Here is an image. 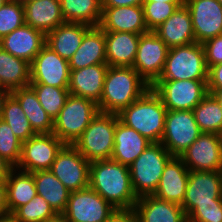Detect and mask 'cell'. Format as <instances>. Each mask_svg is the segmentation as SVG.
Wrapping results in <instances>:
<instances>
[{"mask_svg": "<svg viewBox=\"0 0 222 222\" xmlns=\"http://www.w3.org/2000/svg\"><path fill=\"white\" fill-rule=\"evenodd\" d=\"M150 85L133 67L109 66L98 103L101 113L119 114L138 100Z\"/></svg>", "mask_w": 222, "mask_h": 222, "instance_id": "2", "label": "cell"}, {"mask_svg": "<svg viewBox=\"0 0 222 222\" xmlns=\"http://www.w3.org/2000/svg\"><path fill=\"white\" fill-rule=\"evenodd\" d=\"M179 157L190 171H222L220 135L202 132Z\"/></svg>", "mask_w": 222, "mask_h": 222, "instance_id": "15", "label": "cell"}, {"mask_svg": "<svg viewBox=\"0 0 222 222\" xmlns=\"http://www.w3.org/2000/svg\"><path fill=\"white\" fill-rule=\"evenodd\" d=\"M9 217L6 195V182H0V218Z\"/></svg>", "mask_w": 222, "mask_h": 222, "instance_id": "46", "label": "cell"}, {"mask_svg": "<svg viewBox=\"0 0 222 222\" xmlns=\"http://www.w3.org/2000/svg\"><path fill=\"white\" fill-rule=\"evenodd\" d=\"M140 34L131 32H105L108 66L133 67Z\"/></svg>", "mask_w": 222, "mask_h": 222, "instance_id": "28", "label": "cell"}, {"mask_svg": "<svg viewBox=\"0 0 222 222\" xmlns=\"http://www.w3.org/2000/svg\"><path fill=\"white\" fill-rule=\"evenodd\" d=\"M25 24L23 3L8 0L0 8V40Z\"/></svg>", "mask_w": 222, "mask_h": 222, "instance_id": "39", "label": "cell"}, {"mask_svg": "<svg viewBox=\"0 0 222 222\" xmlns=\"http://www.w3.org/2000/svg\"><path fill=\"white\" fill-rule=\"evenodd\" d=\"M207 68L222 63V35L202 43Z\"/></svg>", "mask_w": 222, "mask_h": 222, "instance_id": "42", "label": "cell"}, {"mask_svg": "<svg viewBox=\"0 0 222 222\" xmlns=\"http://www.w3.org/2000/svg\"><path fill=\"white\" fill-rule=\"evenodd\" d=\"M189 177V169L180 157L173 156L165 165L154 192L157 198L182 206Z\"/></svg>", "mask_w": 222, "mask_h": 222, "instance_id": "20", "label": "cell"}, {"mask_svg": "<svg viewBox=\"0 0 222 222\" xmlns=\"http://www.w3.org/2000/svg\"><path fill=\"white\" fill-rule=\"evenodd\" d=\"M184 4L190 12L197 43L222 35V4L218 0H184Z\"/></svg>", "mask_w": 222, "mask_h": 222, "instance_id": "17", "label": "cell"}, {"mask_svg": "<svg viewBox=\"0 0 222 222\" xmlns=\"http://www.w3.org/2000/svg\"><path fill=\"white\" fill-rule=\"evenodd\" d=\"M23 3L25 24L45 35L65 23L60 0H25Z\"/></svg>", "mask_w": 222, "mask_h": 222, "instance_id": "24", "label": "cell"}, {"mask_svg": "<svg viewBox=\"0 0 222 222\" xmlns=\"http://www.w3.org/2000/svg\"><path fill=\"white\" fill-rule=\"evenodd\" d=\"M220 138H221V144H222V132L220 133Z\"/></svg>", "mask_w": 222, "mask_h": 222, "instance_id": "54", "label": "cell"}, {"mask_svg": "<svg viewBox=\"0 0 222 222\" xmlns=\"http://www.w3.org/2000/svg\"><path fill=\"white\" fill-rule=\"evenodd\" d=\"M207 87L209 94L222 89V63L208 68Z\"/></svg>", "mask_w": 222, "mask_h": 222, "instance_id": "43", "label": "cell"}, {"mask_svg": "<svg viewBox=\"0 0 222 222\" xmlns=\"http://www.w3.org/2000/svg\"><path fill=\"white\" fill-rule=\"evenodd\" d=\"M184 2L144 1L142 4L148 31H154L164 23Z\"/></svg>", "mask_w": 222, "mask_h": 222, "instance_id": "38", "label": "cell"}, {"mask_svg": "<svg viewBox=\"0 0 222 222\" xmlns=\"http://www.w3.org/2000/svg\"><path fill=\"white\" fill-rule=\"evenodd\" d=\"M168 50L153 31L140 35L133 68L150 86L160 77Z\"/></svg>", "mask_w": 222, "mask_h": 222, "instance_id": "13", "label": "cell"}, {"mask_svg": "<svg viewBox=\"0 0 222 222\" xmlns=\"http://www.w3.org/2000/svg\"><path fill=\"white\" fill-rule=\"evenodd\" d=\"M30 86L36 92L41 106L54 120L70 95L68 88H58L46 84H30Z\"/></svg>", "mask_w": 222, "mask_h": 222, "instance_id": "36", "label": "cell"}, {"mask_svg": "<svg viewBox=\"0 0 222 222\" xmlns=\"http://www.w3.org/2000/svg\"><path fill=\"white\" fill-rule=\"evenodd\" d=\"M69 63L46 44L30 64V84L68 88Z\"/></svg>", "mask_w": 222, "mask_h": 222, "instance_id": "16", "label": "cell"}, {"mask_svg": "<svg viewBox=\"0 0 222 222\" xmlns=\"http://www.w3.org/2000/svg\"><path fill=\"white\" fill-rule=\"evenodd\" d=\"M30 85V63L0 46V88L12 92Z\"/></svg>", "mask_w": 222, "mask_h": 222, "instance_id": "30", "label": "cell"}, {"mask_svg": "<svg viewBox=\"0 0 222 222\" xmlns=\"http://www.w3.org/2000/svg\"><path fill=\"white\" fill-rule=\"evenodd\" d=\"M192 112L201 132L220 135L222 132V108L212 94L208 93Z\"/></svg>", "mask_w": 222, "mask_h": 222, "instance_id": "34", "label": "cell"}, {"mask_svg": "<svg viewBox=\"0 0 222 222\" xmlns=\"http://www.w3.org/2000/svg\"><path fill=\"white\" fill-rule=\"evenodd\" d=\"M68 63L70 70L107 64L105 32L99 26L92 27L84 35L80 47L68 60Z\"/></svg>", "mask_w": 222, "mask_h": 222, "instance_id": "26", "label": "cell"}, {"mask_svg": "<svg viewBox=\"0 0 222 222\" xmlns=\"http://www.w3.org/2000/svg\"><path fill=\"white\" fill-rule=\"evenodd\" d=\"M186 217L187 222H222V200L197 205Z\"/></svg>", "mask_w": 222, "mask_h": 222, "instance_id": "41", "label": "cell"}, {"mask_svg": "<svg viewBox=\"0 0 222 222\" xmlns=\"http://www.w3.org/2000/svg\"><path fill=\"white\" fill-rule=\"evenodd\" d=\"M66 22L99 26L102 17V0H60Z\"/></svg>", "mask_w": 222, "mask_h": 222, "instance_id": "33", "label": "cell"}, {"mask_svg": "<svg viewBox=\"0 0 222 222\" xmlns=\"http://www.w3.org/2000/svg\"><path fill=\"white\" fill-rule=\"evenodd\" d=\"M0 222H14V220L9 216L7 218H0Z\"/></svg>", "mask_w": 222, "mask_h": 222, "instance_id": "52", "label": "cell"}, {"mask_svg": "<svg viewBox=\"0 0 222 222\" xmlns=\"http://www.w3.org/2000/svg\"><path fill=\"white\" fill-rule=\"evenodd\" d=\"M201 133L192 110H167L161 143L179 157Z\"/></svg>", "mask_w": 222, "mask_h": 222, "instance_id": "9", "label": "cell"}, {"mask_svg": "<svg viewBox=\"0 0 222 222\" xmlns=\"http://www.w3.org/2000/svg\"><path fill=\"white\" fill-rule=\"evenodd\" d=\"M134 210L138 222H187L183 208L154 195L139 197Z\"/></svg>", "mask_w": 222, "mask_h": 222, "instance_id": "23", "label": "cell"}, {"mask_svg": "<svg viewBox=\"0 0 222 222\" xmlns=\"http://www.w3.org/2000/svg\"><path fill=\"white\" fill-rule=\"evenodd\" d=\"M46 43V35L24 24L0 40V46L11 55L32 63Z\"/></svg>", "mask_w": 222, "mask_h": 222, "instance_id": "19", "label": "cell"}, {"mask_svg": "<svg viewBox=\"0 0 222 222\" xmlns=\"http://www.w3.org/2000/svg\"><path fill=\"white\" fill-rule=\"evenodd\" d=\"M151 143L135 129L118 120L114 135V149L110 159L130 166Z\"/></svg>", "mask_w": 222, "mask_h": 222, "instance_id": "27", "label": "cell"}, {"mask_svg": "<svg viewBox=\"0 0 222 222\" xmlns=\"http://www.w3.org/2000/svg\"><path fill=\"white\" fill-rule=\"evenodd\" d=\"M150 87L167 110H193L209 93L207 80H156Z\"/></svg>", "mask_w": 222, "mask_h": 222, "instance_id": "8", "label": "cell"}, {"mask_svg": "<svg viewBox=\"0 0 222 222\" xmlns=\"http://www.w3.org/2000/svg\"><path fill=\"white\" fill-rule=\"evenodd\" d=\"M49 170L70 192L89 186L90 162L73 145L61 148Z\"/></svg>", "mask_w": 222, "mask_h": 222, "instance_id": "11", "label": "cell"}, {"mask_svg": "<svg viewBox=\"0 0 222 222\" xmlns=\"http://www.w3.org/2000/svg\"><path fill=\"white\" fill-rule=\"evenodd\" d=\"M99 112L94 101L70 94L54 119L52 133L64 144L73 145Z\"/></svg>", "mask_w": 222, "mask_h": 222, "instance_id": "6", "label": "cell"}, {"mask_svg": "<svg viewBox=\"0 0 222 222\" xmlns=\"http://www.w3.org/2000/svg\"><path fill=\"white\" fill-rule=\"evenodd\" d=\"M1 119L22 142L36 135L19 102L11 94L5 100Z\"/></svg>", "mask_w": 222, "mask_h": 222, "instance_id": "35", "label": "cell"}, {"mask_svg": "<svg viewBox=\"0 0 222 222\" xmlns=\"http://www.w3.org/2000/svg\"><path fill=\"white\" fill-rule=\"evenodd\" d=\"M208 68L201 43L168 50L163 71L157 80H207Z\"/></svg>", "mask_w": 222, "mask_h": 222, "instance_id": "7", "label": "cell"}, {"mask_svg": "<svg viewBox=\"0 0 222 222\" xmlns=\"http://www.w3.org/2000/svg\"><path fill=\"white\" fill-rule=\"evenodd\" d=\"M89 186L116 209L134 208L129 167L112 159L90 162Z\"/></svg>", "mask_w": 222, "mask_h": 222, "instance_id": "1", "label": "cell"}, {"mask_svg": "<svg viewBox=\"0 0 222 222\" xmlns=\"http://www.w3.org/2000/svg\"><path fill=\"white\" fill-rule=\"evenodd\" d=\"M99 27L104 32H149L145 24L142 5L102 7Z\"/></svg>", "mask_w": 222, "mask_h": 222, "instance_id": "18", "label": "cell"}, {"mask_svg": "<svg viewBox=\"0 0 222 222\" xmlns=\"http://www.w3.org/2000/svg\"><path fill=\"white\" fill-rule=\"evenodd\" d=\"M108 67V64H97L70 70L68 85L70 94L90 99L98 104L103 93Z\"/></svg>", "mask_w": 222, "mask_h": 222, "instance_id": "21", "label": "cell"}, {"mask_svg": "<svg viewBox=\"0 0 222 222\" xmlns=\"http://www.w3.org/2000/svg\"><path fill=\"white\" fill-rule=\"evenodd\" d=\"M64 145L53 133L36 134L22 142L21 158L16 169L22 168L31 173L49 170Z\"/></svg>", "mask_w": 222, "mask_h": 222, "instance_id": "12", "label": "cell"}, {"mask_svg": "<svg viewBox=\"0 0 222 222\" xmlns=\"http://www.w3.org/2000/svg\"><path fill=\"white\" fill-rule=\"evenodd\" d=\"M172 157L161 142L151 143L128 166L131 185L137 198L154 194L164 167Z\"/></svg>", "mask_w": 222, "mask_h": 222, "instance_id": "4", "label": "cell"}, {"mask_svg": "<svg viewBox=\"0 0 222 222\" xmlns=\"http://www.w3.org/2000/svg\"><path fill=\"white\" fill-rule=\"evenodd\" d=\"M144 1H157V2H184V0H144Z\"/></svg>", "mask_w": 222, "mask_h": 222, "instance_id": "51", "label": "cell"}, {"mask_svg": "<svg viewBox=\"0 0 222 222\" xmlns=\"http://www.w3.org/2000/svg\"><path fill=\"white\" fill-rule=\"evenodd\" d=\"M116 208L90 186L70 192L65 211L67 222H105Z\"/></svg>", "mask_w": 222, "mask_h": 222, "instance_id": "10", "label": "cell"}, {"mask_svg": "<svg viewBox=\"0 0 222 222\" xmlns=\"http://www.w3.org/2000/svg\"><path fill=\"white\" fill-rule=\"evenodd\" d=\"M22 141L16 137L11 127L0 119V156L14 168L20 162Z\"/></svg>", "mask_w": 222, "mask_h": 222, "instance_id": "40", "label": "cell"}, {"mask_svg": "<svg viewBox=\"0 0 222 222\" xmlns=\"http://www.w3.org/2000/svg\"><path fill=\"white\" fill-rule=\"evenodd\" d=\"M153 32L164 41L169 49L196 42L191 15L185 4L178 7L176 11Z\"/></svg>", "mask_w": 222, "mask_h": 222, "instance_id": "22", "label": "cell"}, {"mask_svg": "<svg viewBox=\"0 0 222 222\" xmlns=\"http://www.w3.org/2000/svg\"><path fill=\"white\" fill-rule=\"evenodd\" d=\"M14 167L0 156V182H6L9 173Z\"/></svg>", "mask_w": 222, "mask_h": 222, "instance_id": "47", "label": "cell"}, {"mask_svg": "<svg viewBox=\"0 0 222 222\" xmlns=\"http://www.w3.org/2000/svg\"><path fill=\"white\" fill-rule=\"evenodd\" d=\"M118 120V114L99 112L73 146L89 162L110 159Z\"/></svg>", "mask_w": 222, "mask_h": 222, "instance_id": "5", "label": "cell"}, {"mask_svg": "<svg viewBox=\"0 0 222 222\" xmlns=\"http://www.w3.org/2000/svg\"><path fill=\"white\" fill-rule=\"evenodd\" d=\"M212 95L218 100L222 108V89H217Z\"/></svg>", "mask_w": 222, "mask_h": 222, "instance_id": "50", "label": "cell"}, {"mask_svg": "<svg viewBox=\"0 0 222 222\" xmlns=\"http://www.w3.org/2000/svg\"><path fill=\"white\" fill-rule=\"evenodd\" d=\"M8 0H0V8L4 5Z\"/></svg>", "mask_w": 222, "mask_h": 222, "instance_id": "53", "label": "cell"}, {"mask_svg": "<svg viewBox=\"0 0 222 222\" xmlns=\"http://www.w3.org/2000/svg\"><path fill=\"white\" fill-rule=\"evenodd\" d=\"M167 109L161 98L150 87L138 100L124 108L119 120L135 129L152 143L161 142Z\"/></svg>", "mask_w": 222, "mask_h": 222, "instance_id": "3", "label": "cell"}, {"mask_svg": "<svg viewBox=\"0 0 222 222\" xmlns=\"http://www.w3.org/2000/svg\"><path fill=\"white\" fill-rule=\"evenodd\" d=\"M32 174L37 194L42 196L57 214H62L66 209L70 191L50 170Z\"/></svg>", "mask_w": 222, "mask_h": 222, "instance_id": "31", "label": "cell"}, {"mask_svg": "<svg viewBox=\"0 0 222 222\" xmlns=\"http://www.w3.org/2000/svg\"><path fill=\"white\" fill-rule=\"evenodd\" d=\"M10 94L19 102L36 134L53 132L54 120L41 106L36 92L30 85L15 89Z\"/></svg>", "mask_w": 222, "mask_h": 222, "instance_id": "29", "label": "cell"}, {"mask_svg": "<svg viewBox=\"0 0 222 222\" xmlns=\"http://www.w3.org/2000/svg\"><path fill=\"white\" fill-rule=\"evenodd\" d=\"M91 28L84 23L65 22L46 34L45 44L68 61Z\"/></svg>", "mask_w": 222, "mask_h": 222, "instance_id": "25", "label": "cell"}, {"mask_svg": "<svg viewBox=\"0 0 222 222\" xmlns=\"http://www.w3.org/2000/svg\"><path fill=\"white\" fill-rule=\"evenodd\" d=\"M144 0H102V7L142 5Z\"/></svg>", "mask_w": 222, "mask_h": 222, "instance_id": "45", "label": "cell"}, {"mask_svg": "<svg viewBox=\"0 0 222 222\" xmlns=\"http://www.w3.org/2000/svg\"><path fill=\"white\" fill-rule=\"evenodd\" d=\"M56 214L50 204L37 194L27 204L18 207L10 217L14 222H42Z\"/></svg>", "mask_w": 222, "mask_h": 222, "instance_id": "37", "label": "cell"}, {"mask_svg": "<svg viewBox=\"0 0 222 222\" xmlns=\"http://www.w3.org/2000/svg\"><path fill=\"white\" fill-rule=\"evenodd\" d=\"M15 171V172H14ZM16 168L9 173L6 181V195L9 216L20 206L27 204L37 195L33 174Z\"/></svg>", "mask_w": 222, "mask_h": 222, "instance_id": "32", "label": "cell"}, {"mask_svg": "<svg viewBox=\"0 0 222 222\" xmlns=\"http://www.w3.org/2000/svg\"><path fill=\"white\" fill-rule=\"evenodd\" d=\"M9 95H10V92L8 90L0 88V119L2 118L5 100L7 99Z\"/></svg>", "mask_w": 222, "mask_h": 222, "instance_id": "48", "label": "cell"}, {"mask_svg": "<svg viewBox=\"0 0 222 222\" xmlns=\"http://www.w3.org/2000/svg\"><path fill=\"white\" fill-rule=\"evenodd\" d=\"M222 200V171H190L182 208L187 216L197 205Z\"/></svg>", "mask_w": 222, "mask_h": 222, "instance_id": "14", "label": "cell"}, {"mask_svg": "<svg viewBox=\"0 0 222 222\" xmlns=\"http://www.w3.org/2000/svg\"><path fill=\"white\" fill-rule=\"evenodd\" d=\"M42 222H67V221L63 214H56L55 216L48 218L47 220H44Z\"/></svg>", "mask_w": 222, "mask_h": 222, "instance_id": "49", "label": "cell"}, {"mask_svg": "<svg viewBox=\"0 0 222 222\" xmlns=\"http://www.w3.org/2000/svg\"><path fill=\"white\" fill-rule=\"evenodd\" d=\"M105 222H138L134 208L116 209Z\"/></svg>", "mask_w": 222, "mask_h": 222, "instance_id": "44", "label": "cell"}]
</instances>
